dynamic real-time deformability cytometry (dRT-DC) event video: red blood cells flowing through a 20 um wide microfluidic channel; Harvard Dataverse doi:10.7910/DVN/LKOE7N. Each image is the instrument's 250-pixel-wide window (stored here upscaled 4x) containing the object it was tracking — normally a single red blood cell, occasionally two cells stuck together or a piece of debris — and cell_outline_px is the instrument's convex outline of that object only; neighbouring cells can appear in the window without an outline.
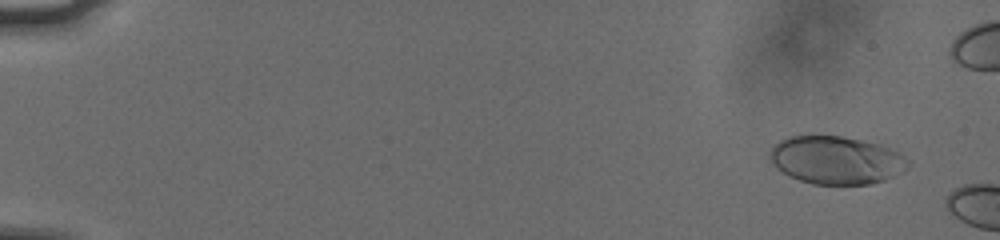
{"species": "human", "species_latin": "Homo sapiens", "temperature_condition": "cold", "stored_images_in_passage": 9, "camera_frame_rate_fps": 3000, "um_per_image_px": 0.085, "donor": {"sex": "male"}, "frame": {"image": 1, "passage_image": 4, "time_ms": 1.0, "image_size_px": [1000, 240], "cell_outline_px": [[912, 164], [908, 168], [884, 180], [872, 184], [812, 184], [800, 180], [776, 168], [772, 164], [768, 156], [772, 148], [780, 140], [792, 136], [840, 136], [880, 144], [900, 152]], "centroid_in_image_um": [71.1, 13.61], "position_along_channel_um": 13.9, "area_um2": 38.49}}